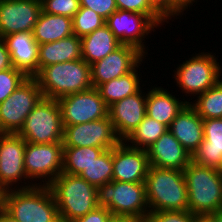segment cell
Returning <instances> with one entry per match:
<instances>
[{
    "label": "cell",
    "mask_w": 222,
    "mask_h": 222,
    "mask_svg": "<svg viewBox=\"0 0 222 222\" xmlns=\"http://www.w3.org/2000/svg\"><path fill=\"white\" fill-rule=\"evenodd\" d=\"M105 150L97 147H64L62 172L80 175Z\"/></svg>",
    "instance_id": "83f0119b"
},
{
    "label": "cell",
    "mask_w": 222,
    "mask_h": 222,
    "mask_svg": "<svg viewBox=\"0 0 222 222\" xmlns=\"http://www.w3.org/2000/svg\"><path fill=\"white\" fill-rule=\"evenodd\" d=\"M32 34L39 45L70 37L73 35L72 18L42 11Z\"/></svg>",
    "instance_id": "484cf974"
},
{
    "label": "cell",
    "mask_w": 222,
    "mask_h": 222,
    "mask_svg": "<svg viewBox=\"0 0 222 222\" xmlns=\"http://www.w3.org/2000/svg\"><path fill=\"white\" fill-rule=\"evenodd\" d=\"M82 59L81 38L76 35L39 45L38 72L46 66Z\"/></svg>",
    "instance_id": "cb8c5ba5"
},
{
    "label": "cell",
    "mask_w": 222,
    "mask_h": 222,
    "mask_svg": "<svg viewBox=\"0 0 222 222\" xmlns=\"http://www.w3.org/2000/svg\"><path fill=\"white\" fill-rule=\"evenodd\" d=\"M149 167L146 150L131 147L124 140L113 147V181L145 182Z\"/></svg>",
    "instance_id": "e0dca14e"
},
{
    "label": "cell",
    "mask_w": 222,
    "mask_h": 222,
    "mask_svg": "<svg viewBox=\"0 0 222 222\" xmlns=\"http://www.w3.org/2000/svg\"><path fill=\"white\" fill-rule=\"evenodd\" d=\"M140 64L130 73L101 84L97 89L109 108L119 100L137 93L142 87L138 76Z\"/></svg>",
    "instance_id": "4316f807"
},
{
    "label": "cell",
    "mask_w": 222,
    "mask_h": 222,
    "mask_svg": "<svg viewBox=\"0 0 222 222\" xmlns=\"http://www.w3.org/2000/svg\"><path fill=\"white\" fill-rule=\"evenodd\" d=\"M145 188L150 212L188 210V192L183 171L150 165Z\"/></svg>",
    "instance_id": "277c9868"
},
{
    "label": "cell",
    "mask_w": 222,
    "mask_h": 222,
    "mask_svg": "<svg viewBox=\"0 0 222 222\" xmlns=\"http://www.w3.org/2000/svg\"><path fill=\"white\" fill-rule=\"evenodd\" d=\"M168 130L166 125L146 115L124 141L131 147L147 150Z\"/></svg>",
    "instance_id": "f1b7e54d"
},
{
    "label": "cell",
    "mask_w": 222,
    "mask_h": 222,
    "mask_svg": "<svg viewBox=\"0 0 222 222\" xmlns=\"http://www.w3.org/2000/svg\"><path fill=\"white\" fill-rule=\"evenodd\" d=\"M61 222H71L98 207L97 188L79 175L62 172L49 185Z\"/></svg>",
    "instance_id": "3957f363"
},
{
    "label": "cell",
    "mask_w": 222,
    "mask_h": 222,
    "mask_svg": "<svg viewBox=\"0 0 222 222\" xmlns=\"http://www.w3.org/2000/svg\"><path fill=\"white\" fill-rule=\"evenodd\" d=\"M63 127V147H97L108 150L121 141L109 115L100 120Z\"/></svg>",
    "instance_id": "7c38bea8"
},
{
    "label": "cell",
    "mask_w": 222,
    "mask_h": 222,
    "mask_svg": "<svg viewBox=\"0 0 222 222\" xmlns=\"http://www.w3.org/2000/svg\"><path fill=\"white\" fill-rule=\"evenodd\" d=\"M106 20L92 9L80 7L72 18L73 34L82 38L105 25Z\"/></svg>",
    "instance_id": "1f68e13d"
},
{
    "label": "cell",
    "mask_w": 222,
    "mask_h": 222,
    "mask_svg": "<svg viewBox=\"0 0 222 222\" xmlns=\"http://www.w3.org/2000/svg\"><path fill=\"white\" fill-rule=\"evenodd\" d=\"M116 221L107 207H97L95 210L88 212L71 222H114Z\"/></svg>",
    "instance_id": "f35d334b"
},
{
    "label": "cell",
    "mask_w": 222,
    "mask_h": 222,
    "mask_svg": "<svg viewBox=\"0 0 222 222\" xmlns=\"http://www.w3.org/2000/svg\"><path fill=\"white\" fill-rule=\"evenodd\" d=\"M114 36L122 45H130L138 49L144 55L146 46L143 40L154 28L159 27L148 15L117 9L105 22Z\"/></svg>",
    "instance_id": "4fadbf2b"
},
{
    "label": "cell",
    "mask_w": 222,
    "mask_h": 222,
    "mask_svg": "<svg viewBox=\"0 0 222 222\" xmlns=\"http://www.w3.org/2000/svg\"><path fill=\"white\" fill-rule=\"evenodd\" d=\"M63 131L58 100L43 97L17 134L29 143L49 144L62 143Z\"/></svg>",
    "instance_id": "52a82bcc"
},
{
    "label": "cell",
    "mask_w": 222,
    "mask_h": 222,
    "mask_svg": "<svg viewBox=\"0 0 222 222\" xmlns=\"http://www.w3.org/2000/svg\"><path fill=\"white\" fill-rule=\"evenodd\" d=\"M151 89L147 92L146 115L169 128L171 122L189 101H179L180 98H176L162 87Z\"/></svg>",
    "instance_id": "603a6c76"
},
{
    "label": "cell",
    "mask_w": 222,
    "mask_h": 222,
    "mask_svg": "<svg viewBox=\"0 0 222 222\" xmlns=\"http://www.w3.org/2000/svg\"><path fill=\"white\" fill-rule=\"evenodd\" d=\"M42 11L73 18L80 9V0H41Z\"/></svg>",
    "instance_id": "e575fe53"
},
{
    "label": "cell",
    "mask_w": 222,
    "mask_h": 222,
    "mask_svg": "<svg viewBox=\"0 0 222 222\" xmlns=\"http://www.w3.org/2000/svg\"><path fill=\"white\" fill-rule=\"evenodd\" d=\"M197 98L195 103L189 102V105L203 120L222 118V79Z\"/></svg>",
    "instance_id": "f546056e"
},
{
    "label": "cell",
    "mask_w": 222,
    "mask_h": 222,
    "mask_svg": "<svg viewBox=\"0 0 222 222\" xmlns=\"http://www.w3.org/2000/svg\"><path fill=\"white\" fill-rule=\"evenodd\" d=\"M149 3L167 20L183 13V9L174 0H148Z\"/></svg>",
    "instance_id": "74e56055"
},
{
    "label": "cell",
    "mask_w": 222,
    "mask_h": 222,
    "mask_svg": "<svg viewBox=\"0 0 222 222\" xmlns=\"http://www.w3.org/2000/svg\"><path fill=\"white\" fill-rule=\"evenodd\" d=\"M0 222H18L11 217L4 209L0 213Z\"/></svg>",
    "instance_id": "b9f144b4"
},
{
    "label": "cell",
    "mask_w": 222,
    "mask_h": 222,
    "mask_svg": "<svg viewBox=\"0 0 222 222\" xmlns=\"http://www.w3.org/2000/svg\"><path fill=\"white\" fill-rule=\"evenodd\" d=\"M169 131L192 156L204 139L203 119L188 103L171 122Z\"/></svg>",
    "instance_id": "44dd1931"
},
{
    "label": "cell",
    "mask_w": 222,
    "mask_h": 222,
    "mask_svg": "<svg viewBox=\"0 0 222 222\" xmlns=\"http://www.w3.org/2000/svg\"><path fill=\"white\" fill-rule=\"evenodd\" d=\"M114 222H132V221H120V220H116Z\"/></svg>",
    "instance_id": "bcb514c9"
},
{
    "label": "cell",
    "mask_w": 222,
    "mask_h": 222,
    "mask_svg": "<svg viewBox=\"0 0 222 222\" xmlns=\"http://www.w3.org/2000/svg\"><path fill=\"white\" fill-rule=\"evenodd\" d=\"M195 222H208L204 217H199Z\"/></svg>",
    "instance_id": "f6af8a7d"
},
{
    "label": "cell",
    "mask_w": 222,
    "mask_h": 222,
    "mask_svg": "<svg viewBox=\"0 0 222 222\" xmlns=\"http://www.w3.org/2000/svg\"><path fill=\"white\" fill-rule=\"evenodd\" d=\"M120 45L118 39L104 25L81 38L82 59L91 65L105 58Z\"/></svg>",
    "instance_id": "d4e9b609"
},
{
    "label": "cell",
    "mask_w": 222,
    "mask_h": 222,
    "mask_svg": "<svg viewBox=\"0 0 222 222\" xmlns=\"http://www.w3.org/2000/svg\"><path fill=\"white\" fill-rule=\"evenodd\" d=\"M96 188L110 183L113 176V148L105 150L79 175Z\"/></svg>",
    "instance_id": "4dcf8cb0"
},
{
    "label": "cell",
    "mask_w": 222,
    "mask_h": 222,
    "mask_svg": "<svg viewBox=\"0 0 222 222\" xmlns=\"http://www.w3.org/2000/svg\"><path fill=\"white\" fill-rule=\"evenodd\" d=\"M34 78L44 98L56 99L93 87L91 67L83 59L43 67Z\"/></svg>",
    "instance_id": "8992f818"
},
{
    "label": "cell",
    "mask_w": 222,
    "mask_h": 222,
    "mask_svg": "<svg viewBox=\"0 0 222 222\" xmlns=\"http://www.w3.org/2000/svg\"><path fill=\"white\" fill-rule=\"evenodd\" d=\"M80 7L92 9L105 20L118 9L115 0H80Z\"/></svg>",
    "instance_id": "8d00e7d4"
},
{
    "label": "cell",
    "mask_w": 222,
    "mask_h": 222,
    "mask_svg": "<svg viewBox=\"0 0 222 222\" xmlns=\"http://www.w3.org/2000/svg\"><path fill=\"white\" fill-rule=\"evenodd\" d=\"M98 207H107L115 220L145 222L150 212L145 182L111 181L97 188Z\"/></svg>",
    "instance_id": "7a4b0ae2"
},
{
    "label": "cell",
    "mask_w": 222,
    "mask_h": 222,
    "mask_svg": "<svg viewBox=\"0 0 222 222\" xmlns=\"http://www.w3.org/2000/svg\"><path fill=\"white\" fill-rule=\"evenodd\" d=\"M4 190L0 188V213L4 207Z\"/></svg>",
    "instance_id": "ee69618b"
},
{
    "label": "cell",
    "mask_w": 222,
    "mask_h": 222,
    "mask_svg": "<svg viewBox=\"0 0 222 222\" xmlns=\"http://www.w3.org/2000/svg\"><path fill=\"white\" fill-rule=\"evenodd\" d=\"M41 12V0H0V36L33 32Z\"/></svg>",
    "instance_id": "2e32d148"
},
{
    "label": "cell",
    "mask_w": 222,
    "mask_h": 222,
    "mask_svg": "<svg viewBox=\"0 0 222 222\" xmlns=\"http://www.w3.org/2000/svg\"><path fill=\"white\" fill-rule=\"evenodd\" d=\"M10 53L12 66L23 71L28 77L38 73L39 44L32 32H18L4 37Z\"/></svg>",
    "instance_id": "ffe728a7"
},
{
    "label": "cell",
    "mask_w": 222,
    "mask_h": 222,
    "mask_svg": "<svg viewBox=\"0 0 222 222\" xmlns=\"http://www.w3.org/2000/svg\"><path fill=\"white\" fill-rule=\"evenodd\" d=\"M10 59V53L7 49L6 42L3 37L0 36V71L12 68Z\"/></svg>",
    "instance_id": "ab89813d"
},
{
    "label": "cell",
    "mask_w": 222,
    "mask_h": 222,
    "mask_svg": "<svg viewBox=\"0 0 222 222\" xmlns=\"http://www.w3.org/2000/svg\"><path fill=\"white\" fill-rule=\"evenodd\" d=\"M119 10L131 11L148 15L158 26L167 21L148 0H115ZM160 24V25H159Z\"/></svg>",
    "instance_id": "836d02e7"
},
{
    "label": "cell",
    "mask_w": 222,
    "mask_h": 222,
    "mask_svg": "<svg viewBox=\"0 0 222 222\" xmlns=\"http://www.w3.org/2000/svg\"><path fill=\"white\" fill-rule=\"evenodd\" d=\"M204 139L192 155L201 166L222 168V118L203 120Z\"/></svg>",
    "instance_id": "7402d4cb"
},
{
    "label": "cell",
    "mask_w": 222,
    "mask_h": 222,
    "mask_svg": "<svg viewBox=\"0 0 222 222\" xmlns=\"http://www.w3.org/2000/svg\"><path fill=\"white\" fill-rule=\"evenodd\" d=\"M43 98L37 80L29 77L0 103V133L17 134L26 117Z\"/></svg>",
    "instance_id": "9c48e42d"
},
{
    "label": "cell",
    "mask_w": 222,
    "mask_h": 222,
    "mask_svg": "<svg viewBox=\"0 0 222 222\" xmlns=\"http://www.w3.org/2000/svg\"><path fill=\"white\" fill-rule=\"evenodd\" d=\"M63 154V143L35 144L26 142L24 169L27 177L33 182L35 178L36 181L42 179L36 185L48 186L62 173Z\"/></svg>",
    "instance_id": "30bf717a"
},
{
    "label": "cell",
    "mask_w": 222,
    "mask_h": 222,
    "mask_svg": "<svg viewBox=\"0 0 222 222\" xmlns=\"http://www.w3.org/2000/svg\"><path fill=\"white\" fill-rule=\"evenodd\" d=\"M144 56L135 47L121 44L105 58L90 65L93 88L132 72Z\"/></svg>",
    "instance_id": "5bb4252c"
},
{
    "label": "cell",
    "mask_w": 222,
    "mask_h": 222,
    "mask_svg": "<svg viewBox=\"0 0 222 222\" xmlns=\"http://www.w3.org/2000/svg\"><path fill=\"white\" fill-rule=\"evenodd\" d=\"M28 78L23 71L14 67L0 71V103L6 100Z\"/></svg>",
    "instance_id": "d6a6232c"
},
{
    "label": "cell",
    "mask_w": 222,
    "mask_h": 222,
    "mask_svg": "<svg viewBox=\"0 0 222 222\" xmlns=\"http://www.w3.org/2000/svg\"><path fill=\"white\" fill-rule=\"evenodd\" d=\"M24 183L4 192L3 209L18 222H61L49 186Z\"/></svg>",
    "instance_id": "6da1fadb"
},
{
    "label": "cell",
    "mask_w": 222,
    "mask_h": 222,
    "mask_svg": "<svg viewBox=\"0 0 222 222\" xmlns=\"http://www.w3.org/2000/svg\"><path fill=\"white\" fill-rule=\"evenodd\" d=\"M151 166L183 171L192 161V156L168 130L149 149Z\"/></svg>",
    "instance_id": "d6986e66"
},
{
    "label": "cell",
    "mask_w": 222,
    "mask_h": 222,
    "mask_svg": "<svg viewBox=\"0 0 222 222\" xmlns=\"http://www.w3.org/2000/svg\"><path fill=\"white\" fill-rule=\"evenodd\" d=\"M63 126L100 120L108 116L109 108L97 88L72 93L58 99Z\"/></svg>",
    "instance_id": "8fae6325"
},
{
    "label": "cell",
    "mask_w": 222,
    "mask_h": 222,
    "mask_svg": "<svg viewBox=\"0 0 222 222\" xmlns=\"http://www.w3.org/2000/svg\"><path fill=\"white\" fill-rule=\"evenodd\" d=\"M146 94V95H145ZM137 93L119 100L109 107L108 115L116 135L125 140L146 116L147 93Z\"/></svg>",
    "instance_id": "ac0fdd59"
},
{
    "label": "cell",
    "mask_w": 222,
    "mask_h": 222,
    "mask_svg": "<svg viewBox=\"0 0 222 222\" xmlns=\"http://www.w3.org/2000/svg\"><path fill=\"white\" fill-rule=\"evenodd\" d=\"M204 218L208 222H222V211L217 212V213L208 214V215L204 216Z\"/></svg>",
    "instance_id": "60d3db41"
},
{
    "label": "cell",
    "mask_w": 222,
    "mask_h": 222,
    "mask_svg": "<svg viewBox=\"0 0 222 222\" xmlns=\"http://www.w3.org/2000/svg\"><path fill=\"white\" fill-rule=\"evenodd\" d=\"M25 146L26 141L18 134L0 133V188L4 191L28 179L24 169Z\"/></svg>",
    "instance_id": "9a60e30c"
},
{
    "label": "cell",
    "mask_w": 222,
    "mask_h": 222,
    "mask_svg": "<svg viewBox=\"0 0 222 222\" xmlns=\"http://www.w3.org/2000/svg\"><path fill=\"white\" fill-rule=\"evenodd\" d=\"M221 69L215 55L201 52L180 64L173 78L186 96L200 95L220 80Z\"/></svg>",
    "instance_id": "ba28073f"
},
{
    "label": "cell",
    "mask_w": 222,
    "mask_h": 222,
    "mask_svg": "<svg viewBox=\"0 0 222 222\" xmlns=\"http://www.w3.org/2000/svg\"><path fill=\"white\" fill-rule=\"evenodd\" d=\"M183 172L188 192V210L198 217L221 212L222 172L193 161Z\"/></svg>",
    "instance_id": "5b68a950"
},
{
    "label": "cell",
    "mask_w": 222,
    "mask_h": 222,
    "mask_svg": "<svg viewBox=\"0 0 222 222\" xmlns=\"http://www.w3.org/2000/svg\"><path fill=\"white\" fill-rule=\"evenodd\" d=\"M199 217L187 211L149 212L145 222H195Z\"/></svg>",
    "instance_id": "d590c367"
},
{
    "label": "cell",
    "mask_w": 222,
    "mask_h": 222,
    "mask_svg": "<svg viewBox=\"0 0 222 222\" xmlns=\"http://www.w3.org/2000/svg\"><path fill=\"white\" fill-rule=\"evenodd\" d=\"M184 11L185 9H188V6L190 7L193 5L192 3L195 2V0H174Z\"/></svg>",
    "instance_id": "7bdbcfd3"
}]
</instances>
